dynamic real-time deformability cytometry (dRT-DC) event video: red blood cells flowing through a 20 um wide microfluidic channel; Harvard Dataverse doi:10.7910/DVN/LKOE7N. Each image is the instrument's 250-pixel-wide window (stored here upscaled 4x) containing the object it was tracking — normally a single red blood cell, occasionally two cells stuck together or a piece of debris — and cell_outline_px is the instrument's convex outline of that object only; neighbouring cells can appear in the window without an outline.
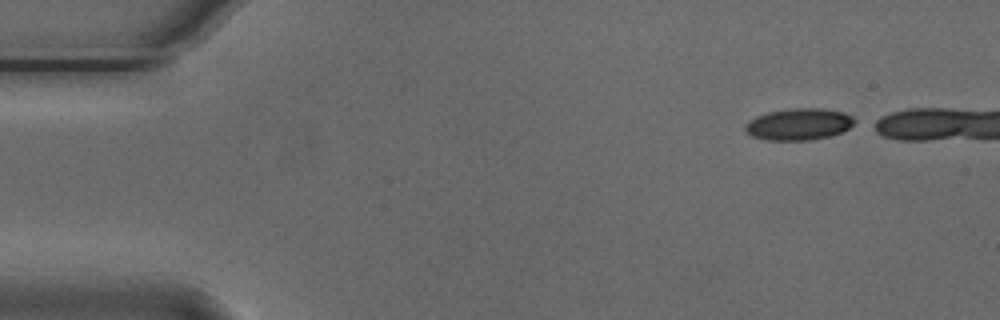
{"species": "Egyptian fruit bat (a non-hibernating species)", "species_latin": "Rousettus aegyptiacus", "temperature_condition": "cold", "stored_images_in_passage": 23, "camera_frame_rate_fps": 3000, "um_per_image_px": 0.085, "animal": {"sex": "male"}, "frame": {"image": 1, "passage_image": 1, "time_ms": 0.0, "image_size_px": [1000, 320], "cell_outline_px": [[860, 120], [848, 128], [840, 132], [828, 136], [812, 140], [764, 140], [752, 136], [744, 128], [744, 124], [748, 120], [756, 116], [768, 112], [788, 108], [820, 108], [844, 112]], "centroid_in_image_um": [67.9, 10.55], "position_along_channel_um": 17.1, "area_um2": 20.4}}
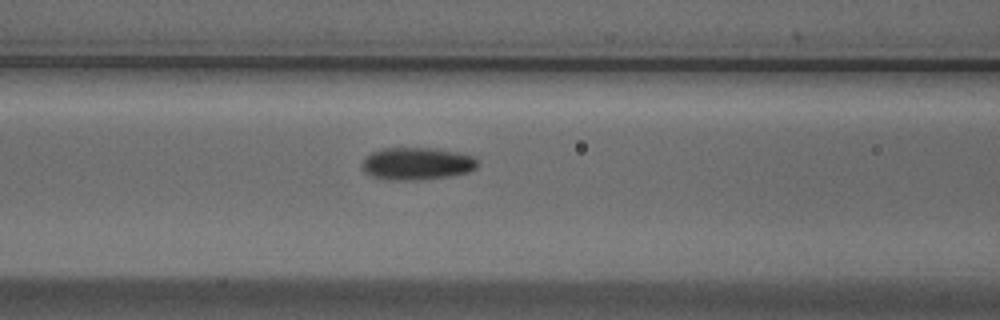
{"frame": {"image": 2, "passage_image": 18, "time_ms": 5.667, "image_size_px": [1000, 320], "cell_outline_px": [[480, 164], [476, 168], [468, 172], [452, 176], [416, 180], [388, 180], [364, 172], [360, 168], [360, 164], [372, 152], [380, 148], [436, 148], [476, 156], [480, 160]], "centroid_in_image_um": [35.49, 13.9], "position_along_channel_um": 131.1, "area_um2": 22.14}}
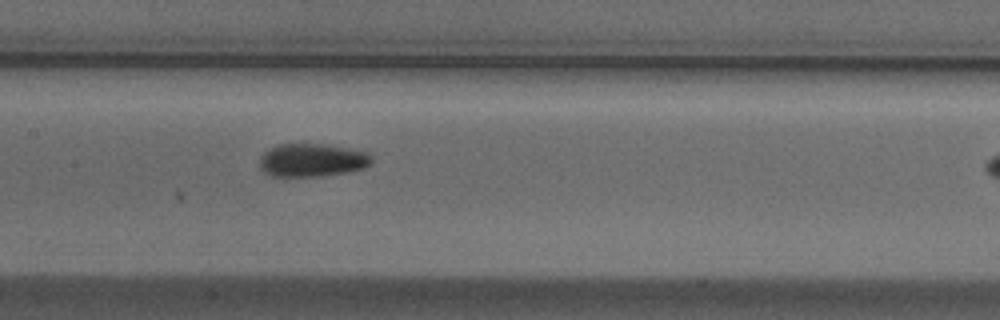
{"frame": {"image": 3, "passage_image": 22, "time_ms": 7.0, "image_size_px": [1000, 320], "cell_outline_px": [[372, 164], [364, 168], [348, 172], [324, 176], [272, 176], [264, 172], [260, 168], [260, 156], [268, 148], [280, 144], [324, 144], [348, 148], [368, 152], [372, 156]], "centroid_in_image_um": [26.54, 13.61], "position_along_channel_um": 180.9, "area_um2": 21.85}}